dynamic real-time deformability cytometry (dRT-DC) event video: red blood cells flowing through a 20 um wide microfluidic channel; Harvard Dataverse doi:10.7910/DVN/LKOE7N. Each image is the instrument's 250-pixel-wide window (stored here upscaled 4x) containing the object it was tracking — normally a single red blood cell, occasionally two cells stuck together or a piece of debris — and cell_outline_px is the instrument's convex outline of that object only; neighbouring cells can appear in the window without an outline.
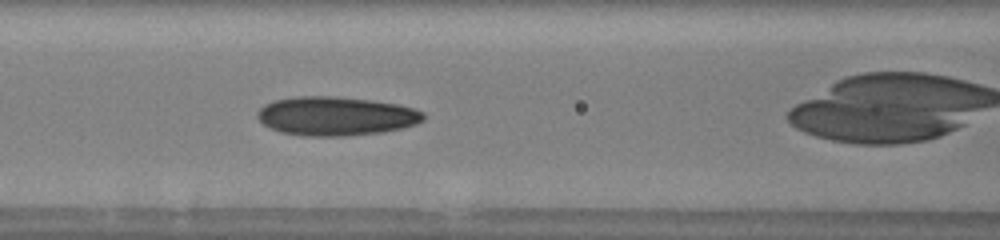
{"species": "human", "species_latin": "Homo sapiens", "temperature_condition": "warm", "stored_images_in_passage": 18, "camera_frame_rate_fps": 3000, "um_per_image_px": 0.085, "donor": {"sex": "male"}, "frame": {"image": 1, "passage_image": 10, "time_ms": 2.0, "image_size_px": [1000, 240], "cell_outline_px": [[424, 120], [416, 124], [404, 128], [384, 132], [344, 136], [304, 136], [280, 132], [264, 124], [256, 116], [256, 112], [264, 104], [272, 100], [296, 96], [336, 96], [372, 100], [396, 104], [412, 108], [424, 112]], "centroid_in_image_um": [28.54, 9.86], "position_along_channel_um": 138.1, "area_um2": 37.92}}